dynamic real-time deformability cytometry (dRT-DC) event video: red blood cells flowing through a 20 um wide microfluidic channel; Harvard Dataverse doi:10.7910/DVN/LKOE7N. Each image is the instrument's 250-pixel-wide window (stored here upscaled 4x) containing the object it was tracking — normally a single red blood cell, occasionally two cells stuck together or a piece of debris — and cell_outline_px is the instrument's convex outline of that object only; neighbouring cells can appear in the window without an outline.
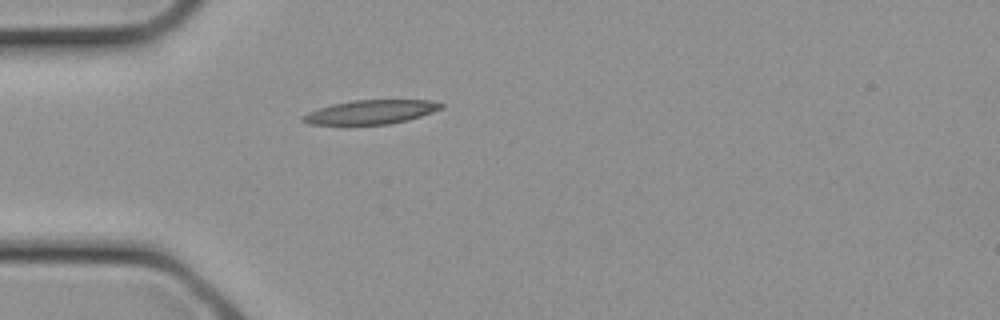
{"species": "common noctule bat (a hibernating species)", "species_latin": "Nyctalus noctula", "temperature_condition": "cold", "stored_images_in_passage": 4, "camera_frame_rate_fps": 3000, "um_per_image_px": 0.085, "animal": {"sex": "female", "body_mass_g": 21.9}, "frame": {"image": 1, "passage_image": 4, "time_ms": 1.0, "image_size_px": [1000, 320], "cell_outline_px": [[444, 108], [408, 120], [388, 124], [308, 124], [300, 120], [300, 116], [308, 112], [332, 104], [352, 100], [432, 100], [444, 104]], "centroid_in_image_um": [31.52, 9.51], "position_along_channel_um": 53.5, "area_um2": 19.31}}